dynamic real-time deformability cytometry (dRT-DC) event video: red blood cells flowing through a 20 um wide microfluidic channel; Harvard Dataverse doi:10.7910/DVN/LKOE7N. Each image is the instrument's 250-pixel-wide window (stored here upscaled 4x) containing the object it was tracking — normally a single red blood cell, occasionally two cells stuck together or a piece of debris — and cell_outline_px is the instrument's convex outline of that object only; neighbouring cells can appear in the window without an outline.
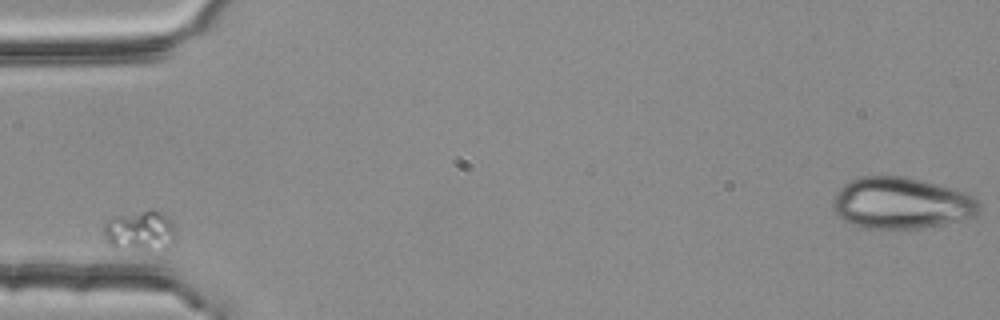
{"species": "common noctule bat (a hibernating species)", "species_latin": "Nyctalus noctula", "temperature_condition": "room temperature", "stored_images_in_passage": 1, "camera_frame_rate_fps": 3000, "um_per_image_px": 0.085, "animal": {"sex": "female", "body_mass_g": 25.1}, "frame": {"image": 1, "passage_image": 1, "time_ms": 0.0, "image_size_px": [1000, 320], "cell_outline_px": [[176, 236], [164, 252], [148, 252], [112, 248], [104, 240], [104, 224], [108, 220], [116, 216], [152, 208], [160, 212], [172, 220]], "centroid_in_image_um": [11.92, 19.68], "position_along_channel_um": 73.1, "area_um2": 17.8}}